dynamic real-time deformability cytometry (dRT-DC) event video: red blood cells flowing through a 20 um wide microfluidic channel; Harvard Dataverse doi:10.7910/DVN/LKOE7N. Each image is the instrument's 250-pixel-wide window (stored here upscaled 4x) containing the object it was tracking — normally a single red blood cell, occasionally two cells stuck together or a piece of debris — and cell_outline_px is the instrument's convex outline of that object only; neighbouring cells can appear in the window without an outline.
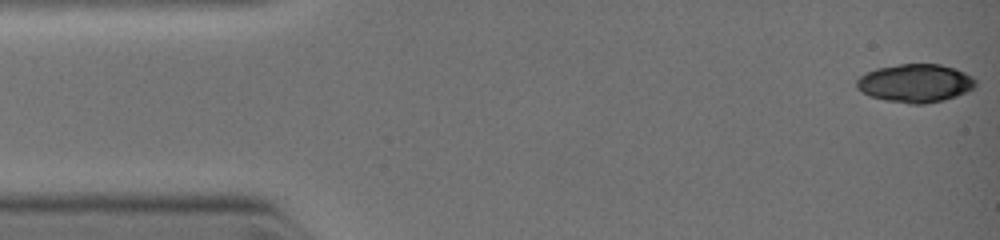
{"species": "common noctule bat (a hibernating species)", "species_latin": "Nyctalus noctula", "temperature_condition": "warm", "stored_images_in_passage": 46, "camera_frame_rate_fps": 3000, "um_per_image_px": 0.085, "animal": {"sex": "female", "body_mass_g": 19.0, "forearm_length_mm": 51.5}, "frame": {"image": 1, "passage_image": 1, "time_ms": 0.0, "image_size_px": [1000, 240], "cell_outline_px": [[976, 84], [972, 88], [956, 96], [944, 100], [924, 104], [912, 104], [884, 100], [860, 92], [856, 88], [856, 80], [860, 76], [876, 68], [900, 64], [940, 64], [956, 68], [972, 76], [976, 80]], "centroid_in_image_um": [77.79, 7.07], "position_along_channel_um": 7.2, "area_um2": 26.53}}
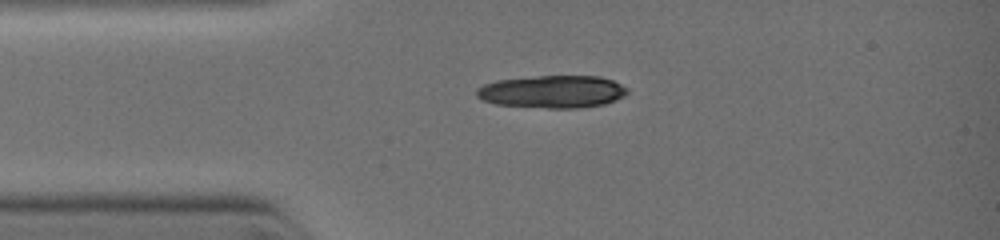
{"frame": {"image": 2, "passage_image": 14, "time_ms": 2.333, "image_size_px": [1000, 240], "cell_outline_px": [[628, 92], [624, 96], [616, 100], [604, 104], [580, 108], [544, 108], [496, 104], [484, 100], [476, 96], [476, 88], [484, 84], [496, 80], [536, 76], [600, 76], [612, 80], [628, 88]], "centroid_in_image_um": [46.96, 7.79], "position_along_channel_um": 38.0, "area_um2": 28.73}}
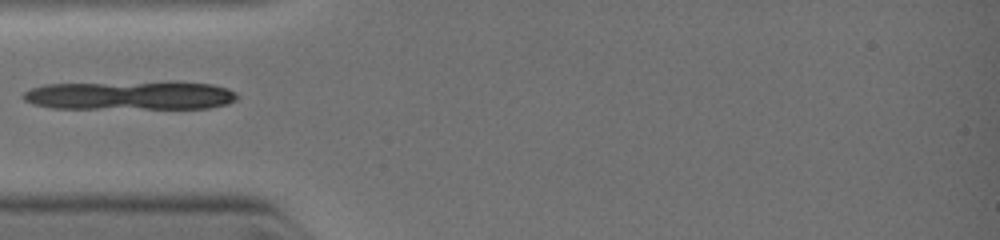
{"frame": {"image": 3, "passage_image": 19, "time_ms": 3.333, "image_size_px": [1000, 240], "cell_outline_px": [[236, 100], [228, 104], [208, 108], [52, 108], [36, 104], [24, 100], [20, 96], [24, 92], [32, 88], [48, 84], [212, 84], [228, 88], [236, 92]], "centroid_in_image_um": [11.05, 8.15], "position_along_channel_um": 74.0, "area_um2": 34.33}}